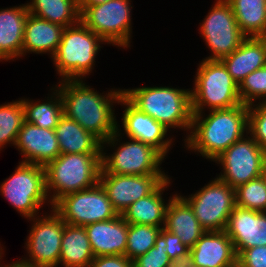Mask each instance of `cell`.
Returning a JSON list of instances; mask_svg holds the SVG:
<instances>
[{
  "label": "cell",
  "mask_w": 266,
  "mask_h": 267,
  "mask_svg": "<svg viewBox=\"0 0 266 267\" xmlns=\"http://www.w3.org/2000/svg\"><path fill=\"white\" fill-rule=\"evenodd\" d=\"M102 153L60 154L45 166L46 192L53 206L64 195L99 183Z\"/></svg>",
  "instance_id": "cell-3"
},
{
  "label": "cell",
  "mask_w": 266,
  "mask_h": 267,
  "mask_svg": "<svg viewBox=\"0 0 266 267\" xmlns=\"http://www.w3.org/2000/svg\"><path fill=\"white\" fill-rule=\"evenodd\" d=\"M240 267H266V246H255L243 249L237 255Z\"/></svg>",
  "instance_id": "cell-37"
},
{
  "label": "cell",
  "mask_w": 266,
  "mask_h": 267,
  "mask_svg": "<svg viewBox=\"0 0 266 267\" xmlns=\"http://www.w3.org/2000/svg\"><path fill=\"white\" fill-rule=\"evenodd\" d=\"M236 206L266 212V179L264 175L235 188Z\"/></svg>",
  "instance_id": "cell-33"
},
{
  "label": "cell",
  "mask_w": 266,
  "mask_h": 267,
  "mask_svg": "<svg viewBox=\"0 0 266 267\" xmlns=\"http://www.w3.org/2000/svg\"><path fill=\"white\" fill-rule=\"evenodd\" d=\"M64 27L29 13L23 35L22 55L24 53H46L53 57L61 42Z\"/></svg>",
  "instance_id": "cell-24"
},
{
  "label": "cell",
  "mask_w": 266,
  "mask_h": 267,
  "mask_svg": "<svg viewBox=\"0 0 266 267\" xmlns=\"http://www.w3.org/2000/svg\"><path fill=\"white\" fill-rule=\"evenodd\" d=\"M222 165L220 180L232 188L256 179L266 169V152L253 139L245 136L226 149L214 160Z\"/></svg>",
  "instance_id": "cell-10"
},
{
  "label": "cell",
  "mask_w": 266,
  "mask_h": 267,
  "mask_svg": "<svg viewBox=\"0 0 266 267\" xmlns=\"http://www.w3.org/2000/svg\"><path fill=\"white\" fill-rule=\"evenodd\" d=\"M201 35L212 52L208 60H221L236 50L246 36L241 32L232 6L227 0H217L203 23Z\"/></svg>",
  "instance_id": "cell-13"
},
{
  "label": "cell",
  "mask_w": 266,
  "mask_h": 267,
  "mask_svg": "<svg viewBox=\"0 0 266 267\" xmlns=\"http://www.w3.org/2000/svg\"><path fill=\"white\" fill-rule=\"evenodd\" d=\"M263 175H264V177H265V179H266V169H265V171H264V174H263Z\"/></svg>",
  "instance_id": "cell-43"
},
{
  "label": "cell",
  "mask_w": 266,
  "mask_h": 267,
  "mask_svg": "<svg viewBox=\"0 0 266 267\" xmlns=\"http://www.w3.org/2000/svg\"><path fill=\"white\" fill-rule=\"evenodd\" d=\"M131 7L130 0H110L87 6L80 12V21L107 44L128 48Z\"/></svg>",
  "instance_id": "cell-8"
},
{
  "label": "cell",
  "mask_w": 266,
  "mask_h": 267,
  "mask_svg": "<svg viewBox=\"0 0 266 267\" xmlns=\"http://www.w3.org/2000/svg\"><path fill=\"white\" fill-rule=\"evenodd\" d=\"M58 85L63 115L97 137L102 142V149L106 143L116 147L120 133L112 105L119 104L123 90H110L108 94L101 95L85 85L82 79L62 80Z\"/></svg>",
  "instance_id": "cell-1"
},
{
  "label": "cell",
  "mask_w": 266,
  "mask_h": 267,
  "mask_svg": "<svg viewBox=\"0 0 266 267\" xmlns=\"http://www.w3.org/2000/svg\"><path fill=\"white\" fill-rule=\"evenodd\" d=\"M28 15L26 4L0 10V61L22 56L23 35Z\"/></svg>",
  "instance_id": "cell-23"
},
{
  "label": "cell",
  "mask_w": 266,
  "mask_h": 267,
  "mask_svg": "<svg viewBox=\"0 0 266 267\" xmlns=\"http://www.w3.org/2000/svg\"><path fill=\"white\" fill-rule=\"evenodd\" d=\"M195 267H234L237 254L225 230L206 231L190 249Z\"/></svg>",
  "instance_id": "cell-19"
},
{
  "label": "cell",
  "mask_w": 266,
  "mask_h": 267,
  "mask_svg": "<svg viewBox=\"0 0 266 267\" xmlns=\"http://www.w3.org/2000/svg\"><path fill=\"white\" fill-rule=\"evenodd\" d=\"M170 267H195L192 253L189 251L185 255L171 260Z\"/></svg>",
  "instance_id": "cell-40"
},
{
  "label": "cell",
  "mask_w": 266,
  "mask_h": 267,
  "mask_svg": "<svg viewBox=\"0 0 266 267\" xmlns=\"http://www.w3.org/2000/svg\"><path fill=\"white\" fill-rule=\"evenodd\" d=\"M15 146L23 153L24 163L45 167L60 155L55 131L27 121H24L18 133Z\"/></svg>",
  "instance_id": "cell-18"
},
{
  "label": "cell",
  "mask_w": 266,
  "mask_h": 267,
  "mask_svg": "<svg viewBox=\"0 0 266 267\" xmlns=\"http://www.w3.org/2000/svg\"><path fill=\"white\" fill-rule=\"evenodd\" d=\"M119 103L126 106L122 123L127 137L153 146L165 157L172 143V139L164 140L168 129L141 112L124 95L120 98Z\"/></svg>",
  "instance_id": "cell-17"
},
{
  "label": "cell",
  "mask_w": 266,
  "mask_h": 267,
  "mask_svg": "<svg viewBox=\"0 0 266 267\" xmlns=\"http://www.w3.org/2000/svg\"><path fill=\"white\" fill-rule=\"evenodd\" d=\"M161 228L145 224H129L125 256L133 261L154 247Z\"/></svg>",
  "instance_id": "cell-32"
},
{
  "label": "cell",
  "mask_w": 266,
  "mask_h": 267,
  "mask_svg": "<svg viewBox=\"0 0 266 267\" xmlns=\"http://www.w3.org/2000/svg\"><path fill=\"white\" fill-rule=\"evenodd\" d=\"M165 238L159 233L154 247L133 260V267H170L171 259L165 250Z\"/></svg>",
  "instance_id": "cell-36"
},
{
  "label": "cell",
  "mask_w": 266,
  "mask_h": 267,
  "mask_svg": "<svg viewBox=\"0 0 266 267\" xmlns=\"http://www.w3.org/2000/svg\"><path fill=\"white\" fill-rule=\"evenodd\" d=\"M248 108L246 104L211 110L206 118L202 113H192L191 132L185 146L214 161L226 149L248 133ZM192 133V134H191Z\"/></svg>",
  "instance_id": "cell-2"
},
{
  "label": "cell",
  "mask_w": 266,
  "mask_h": 267,
  "mask_svg": "<svg viewBox=\"0 0 266 267\" xmlns=\"http://www.w3.org/2000/svg\"><path fill=\"white\" fill-rule=\"evenodd\" d=\"M168 176L108 174L102 168L99 183L105 189L113 208L122 214L131 204L151 194Z\"/></svg>",
  "instance_id": "cell-15"
},
{
  "label": "cell",
  "mask_w": 266,
  "mask_h": 267,
  "mask_svg": "<svg viewBox=\"0 0 266 267\" xmlns=\"http://www.w3.org/2000/svg\"><path fill=\"white\" fill-rule=\"evenodd\" d=\"M246 37H266V0H227Z\"/></svg>",
  "instance_id": "cell-28"
},
{
  "label": "cell",
  "mask_w": 266,
  "mask_h": 267,
  "mask_svg": "<svg viewBox=\"0 0 266 267\" xmlns=\"http://www.w3.org/2000/svg\"><path fill=\"white\" fill-rule=\"evenodd\" d=\"M89 267H133V261L125 255L97 256L91 261Z\"/></svg>",
  "instance_id": "cell-39"
},
{
  "label": "cell",
  "mask_w": 266,
  "mask_h": 267,
  "mask_svg": "<svg viewBox=\"0 0 266 267\" xmlns=\"http://www.w3.org/2000/svg\"><path fill=\"white\" fill-rule=\"evenodd\" d=\"M14 174L0 186L2 195L20 215L31 219L49 198L46 192L45 167L20 162Z\"/></svg>",
  "instance_id": "cell-7"
},
{
  "label": "cell",
  "mask_w": 266,
  "mask_h": 267,
  "mask_svg": "<svg viewBox=\"0 0 266 267\" xmlns=\"http://www.w3.org/2000/svg\"><path fill=\"white\" fill-rule=\"evenodd\" d=\"M197 71L195 87L190 90L192 113H203L207 106L219 110L242 104L239 85L221 60L204 59Z\"/></svg>",
  "instance_id": "cell-5"
},
{
  "label": "cell",
  "mask_w": 266,
  "mask_h": 267,
  "mask_svg": "<svg viewBox=\"0 0 266 267\" xmlns=\"http://www.w3.org/2000/svg\"><path fill=\"white\" fill-rule=\"evenodd\" d=\"M164 228L181 238L183 244L189 249L206 232L188 202L183 196L177 194L172 196L167 204Z\"/></svg>",
  "instance_id": "cell-21"
},
{
  "label": "cell",
  "mask_w": 266,
  "mask_h": 267,
  "mask_svg": "<svg viewBox=\"0 0 266 267\" xmlns=\"http://www.w3.org/2000/svg\"><path fill=\"white\" fill-rule=\"evenodd\" d=\"M2 252L0 253V259H1V257H2ZM1 264V263H0ZM0 267H2V265L0 266ZM3 267H27V266H25V265H22L20 262H18V261H15V262H13V263H11V264H8V265H5V266H3Z\"/></svg>",
  "instance_id": "cell-42"
},
{
  "label": "cell",
  "mask_w": 266,
  "mask_h": 267,
  "mask_svg": "<svg viewBox=\"0 0 266 267\" xmlns=\"http://www.w3.org/2000/svg\"><path fill=\"white\" fill-rule=\"evenodd\" d=\"M52 208L65 223L82 227L113 219L119 215L100 183L91 188L64 195Z\"/></svg>",
  "instance_id": "cell-9"
},
{
  "label": "cell",
  "mask_w": 266,
  "mask_h": 267,
  "mask_svg": "<svg viewBox=\"0 0 266 267\" xmlns=\"http://www.w3.org/2000/svg\"><path fill=\"white\" fill-rule=\"evenodd\" d=\"M93 259L94 255L86 229L65 223L59 264L64 267H89Z\"/></svg>",
  "instance_id": "cell-27"
},
{
  "label": "cell",
  "mask_w": 266,
  "mask_h": 267,
  "mask_svg": "<svg viewBox=\"0 0 266 267\" xmlns=\"http://www.w3.org/2000/svg\"><path fill=\"white\" fill-rule=\"evenodd\" d=\"M53 92L52 99L48 102L39 104L27 99H22V103L25 110V121L32 123L40 128L54 130L58 125L60 119L63 116V105L59 90L56 89ZM55 101V102H54Z\"/></svg>",
  "instance_id": "cell-30"
},
{
  "label": "cell",
  "mask_w": 266,
  "mask_h": 267,
  "mask_svg": "<svg viewBox=\"0 0 266 267\" xmlns=\"http://www.w3.org/2000/svg\"><path fill=\"white\" fill-rule=\"evenodd\" d=\"M54 131L60 154L102 153V142L65 115L62 116Z\"/></svg>",
  "instance_id": "cell-25"
},
{
  "label": "cell",
  "mask_w": 266,
  "mask_h": 267,
  "mask_svg": "<svg viewBox=\"0 0 266 267\" xmlns=\"http://www.w3.org/2000/svg\"><path fill=\"white\" fill-rule=\"evenodd\" d=\"M49 216L33 217L26 249L29 259L17 260L27 267H57L60 261L61 239L65 222L51 207ZM53 214V215H52Z\"/></svg>",
  "instance_id": "cell-12"
},
{
  "label": "cell",
  "mask_w": 266,
  "mask_h": 267,
  "mask_svg": "<svg viewBox=\"0 0 266 267\" xmlns=\"http://www.w3.org/2000/svg\"><path fill=\"white\" fill-rule=\"evenodd\" d=\"M160 234L165 238V250H167V254L171 260L185 255L187 252L190 251V249L183 244L181 238L174 235L172 232L168 231L163 226L160 230Z\"/></svg>",
  "instance_id": "cell-38"
},
{
  "label": "cell",
  "mask_w": 266,
  "mask_h": 267,
  "mask_svg": "<svg viewBox=\"0 0 266 267\" xmlns=\"http://www.w3.org/2000/svg\"><path fill=\"white\" fill-rule=\"evenodd\" d=\"M102 42L105 41L81 21L66 27L52 57L61 79L80 80L91 73Z\"/></svg>",
  "instance_id": "cell-6"
},
{
  "label": "cell",
  "mask_w": 266,
  "mask_h": 267,
  "mask_svg": "<svg viewBox=\"0 0 266 267\" xmlns=\"http://www.w3.org/2000/svg\"><path fill=\"white\" fill-rule=\"evenodd\" d=\"M123 95L141 112L168 128L190 130L192 122L190 90L170 87L124 89Z\"/></svg>",
  "instance_id": "cell-4"
},
{
  "label": "cell",
  "mask_w": 266,
  "mask_h": 267,
  "mask_svg": "<svg viewBox=\"0 0 266 267\" xmlns=\"http://www.w3.org/2000/svg\"><path fill=\"white\" fill-rule=\"evenodd\" d=\"M24 121L22 99L0 105V149L7 143L15 145Z\"/></svg>",
  "instance_id": "cell-31"
},
{
  "label": "cell",
  "mask_w": 266,
  "mask_h": 267,
  "mask_svg": "<svg viewBox=\"0 0 266 267\" xmlns=\"http://www.w3.org/2000/svg\"><path fill=\"white\" fill-rule=\"evenodd\" d=\"M221 61L239 85L248 74L266 65V37H246Z\"/></svg>",
  "instance_id": "cell-22"
},
{
  "label": "cell",
  "mask_w": 266,
  "mask_h": 267,
  "mask_svg": "<svg viewBox=\"0 0 266 267\" xmlns=\"http://www.w3.org/2000/svg\"><path fill=\"white\" fill-rule=\"evenodd\" d=\"M183 198L206 231L225 230L229 216L236 206L235 189L218 177L191 197Z\"/></svg>",
  "instance_id": "cell-11"
},
{
  "label": "cell",
  "mask_w": 266,
  "mask_h": 267,
  "mask_svg": "<svg viewBox=\"0 0 266 267\" xmlns=\"http://www.w3.org/2000/svg\"><path fill=\"white\" fill-rule=\"evenodd\" d=\"M128 225L121 214L113 219L85 225L94 257L125 255Z\"/></svg>",
  "instance_id": "cell-20"
},
{
  "label": "cell",
  "mask_w": 266,
  "mask_h": 267,
  "mask_svg": "<svg viewBox=\"0 0 266 267\" xmlns=\"http://www.w3.org/2000/svg\"><path fill=\"white\" fill-rule=\"evenodd\" d=\"M238 255L243 249L266 246V212L235 206L225 229Z\"/></svg>",
  "instance_id": "cell-16"
},
{
  "label": "cell",
  "mask_w": 266,
  "mask_h": 267,
  "mask_svg": "<svg viewBox=\"0 0 266 267\" xmlns=\"http://www.w3.org/2000/svg\"><path fill=\"white\" fill-rule=\"evenodd\" d=\"M26 6L30 14L64 28L80 21L78 0H32Z\"/></svg>",
  "instance_id": "cell-29"
},
{
  "label": "cell",
  "mask_w": 266,
  "mask_h": 267,
  "mask_svg": "<svg viewBox=\"0 0 266 267\" xmlns=\"http://www.w3.org/2000/svg\"><path fill=\"white\" fill-rule=\"evenodd\" d=\"M242 104L251 105L263 97L266 101V65L248 74L239 84Z\"/></svg>",
  "instance_id": "cell-34"
},
{
  "label": "cell",
  "mask_w": 266,
  "mask_h": 267,
  "mask_svg": "<svg viewBox=\"0 0 266 267\" xmlns=\"http://www.w3.org/2000/svg\"><path fill=\"white\" fill-rule=\"evenodd\" d=\"M249 133L266 152V101H260L257 105H249L248 134Z\"/></svg>",
  "instance_id": "cell-35"
},
{
  "label": "cell",
  "mask_w": 266,
  "mask_h": 267,
  "mask_svg": "<svg viewBox=\"0 0 266 267\" xmlns=\"http://www.w3.org/2000/svg\"><path fill=\"white\" fill-rule=\"evenodd\" d=\"M108 1L110 0H78V8L79 11L81 12L87 6L102 4Z\"/></svg>",
  "instance_id": "cell-41"
},
{
  "label": "cell",
  "mask_w": 266,
  "mask_h": 267,
  "mask_svg": "<svg viewBox=\"0 0 266 267\" xmlns=\"http://www.w3.org/2000/svg\"><path fill=\"white\" fill-rule=\"evenodd\" d=\"M164 158L153 146L130 138V142L122 143L112 155L106 156L102 149L101 165L108 174H165L160 170Z\"/></svg>",
  "instance_id": "cell-14"
},
{
  "label": "cell",
  "mask_w": 266,
  "mask_h": 267,
  "mask_svg": "<svg viewBox=\"0 0 266 267\" xmlns=\"http://www.w3.org/2000/svg\"><path fill=\"white\" fill-rule=\"evenodd\" d=\"M169 183L168 177L151 194L140 198L126 208L121 216L128 224H145L156 227H161L163 224L164 227L167 204L164 203L161 195Z\"/></svg>",
  "instance_id": "cell-26"
}]
</instances>
